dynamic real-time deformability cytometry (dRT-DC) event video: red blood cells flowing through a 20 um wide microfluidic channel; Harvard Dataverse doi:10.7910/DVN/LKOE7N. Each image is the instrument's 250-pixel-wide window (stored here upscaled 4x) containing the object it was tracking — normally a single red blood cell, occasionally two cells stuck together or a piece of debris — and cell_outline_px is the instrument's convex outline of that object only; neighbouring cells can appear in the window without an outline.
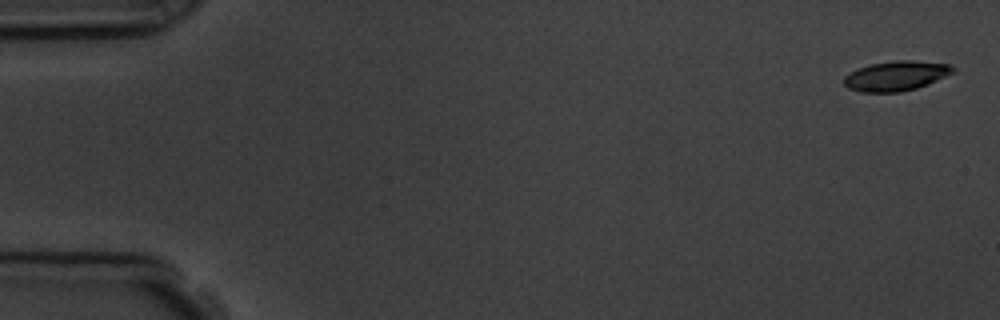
{"species": "common noctule bat (a hibernating species)", "species_latin": "Nyctalus noctula", "temperature_condition": "room temperature", "stored_images_in_passage": 7, "camera_frame_rate_fps": 3000, "um_per_image_px": 0.085, "animal": {"sex": "male", "body_mass_g": 19.5, "forearm_length_mm": 54.6}, "frame": {"image": 1, "passage_image": 1, "time_ms": 0.0, "image_size_px": [1000, 320], "cell_outline_px": [[956, 72], [916, 88], [900, 92], [860, 92], [848, 88], [844, 84], [844, 76], [860, 68], [872, 64], [896, 60], [912, 60], [948, 64], [956, 68]], "centroid_in_image_um": [76.19, 6.45], "position_along_channel_um": 8.8, "area_um2": 18.73}}
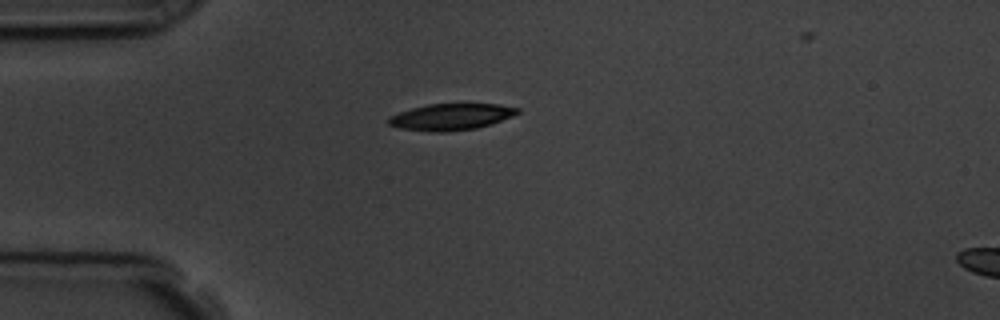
{"frame": {"image": 2, "passage_image": 4, "time_ms": 4.333, "image_size_px": [1000, 320], "cell_outline_px": [[520, 112], [512, 116], [476, 128], [444, 132], [436, 132], [396, 128], [388, 124], [388, 116], [412, 108], [428, 104], [496, 104], [520, 108]], "centroid_in_image_um": [38.29, 9.93], "position_along_channel_um": 46.7, "area_um2": 19.71}}